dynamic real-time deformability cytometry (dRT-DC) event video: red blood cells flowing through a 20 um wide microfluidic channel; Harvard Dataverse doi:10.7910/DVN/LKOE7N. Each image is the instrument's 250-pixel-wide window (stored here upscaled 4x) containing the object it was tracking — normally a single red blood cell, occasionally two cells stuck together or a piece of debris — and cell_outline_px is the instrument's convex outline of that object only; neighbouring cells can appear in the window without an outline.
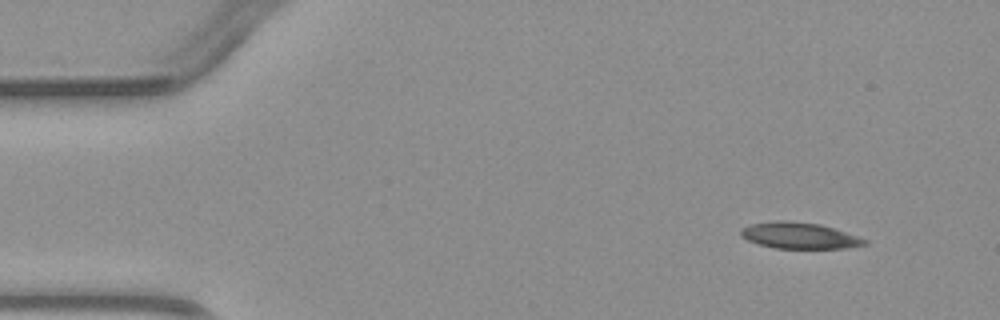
{"species": "common noctule bat (a hibernating species)", "species_latin": "Nyctalus noctula", "temperature_condition": "warm", "stored_images_in_passage": 3, "camera_frame_rate_fps": 3000, "um_per_image_px": 0.085, "animal": {"sex": "male", "body_mass_g": 23.1, "forearm_length_mm": 52.7}, "frame": {"image": 1, "passage_image": 1, "time_ms": 0.0, "image_size_px": [1000, 320], "cell_outline_px": [[868, 244], [848, 248], [776, 248], [760, 244], [748, 240], [740, 236], [740, 228], [748, 224], [776, 220], [784, 220], [820, 224], [868, 240]], "centroid_in_image_um": [67.9, 20.01], "position_along_channel_um": 17.1, "area_um2": 18.84}}